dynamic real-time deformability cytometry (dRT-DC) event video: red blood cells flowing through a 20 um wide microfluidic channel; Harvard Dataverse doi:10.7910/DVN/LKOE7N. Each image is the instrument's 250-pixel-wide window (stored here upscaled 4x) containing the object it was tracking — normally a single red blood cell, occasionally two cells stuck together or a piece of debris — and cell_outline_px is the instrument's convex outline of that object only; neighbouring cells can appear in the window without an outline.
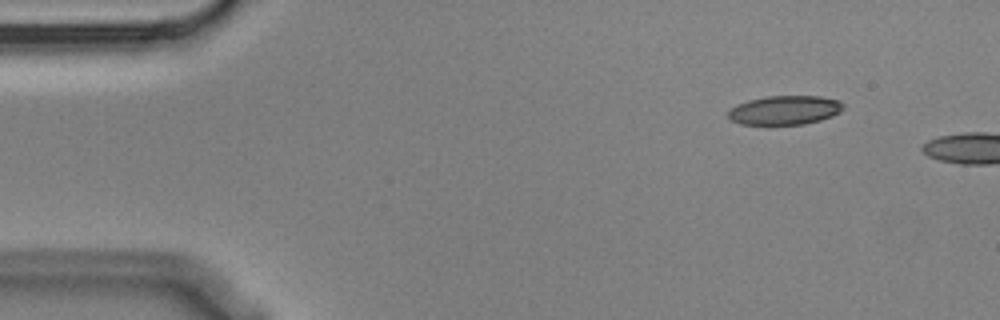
{"species": "Egyptian fruit bat (a non-hibernating species)", "species_latin": "Rousettus aegyptiacus", "temperature_condition": "cold", "stored_images_in_passage": 2, "camera_frame_rate_fps": 3000, "um_per_image_px": 0.085, "animal": {"sex": "male"}, "frame": {"image": 1, "passage_image": 1, "time_ms": 0.0, "image_size_px": [1000, 320], "cell_outline_px": [[844, 108], [840, 112], [832, 116], [820, 120], [804, 124], [740, 124], [732, 120], [728, 116], [728, 112], [736, 104], [748, 100], [768, 96], [820, 96], [840, 100], [844, 104]], "centroid_in_image_um": [66.73, 9.35], "position_along_channel_um": 18.3, "area_um2": 19.48}}